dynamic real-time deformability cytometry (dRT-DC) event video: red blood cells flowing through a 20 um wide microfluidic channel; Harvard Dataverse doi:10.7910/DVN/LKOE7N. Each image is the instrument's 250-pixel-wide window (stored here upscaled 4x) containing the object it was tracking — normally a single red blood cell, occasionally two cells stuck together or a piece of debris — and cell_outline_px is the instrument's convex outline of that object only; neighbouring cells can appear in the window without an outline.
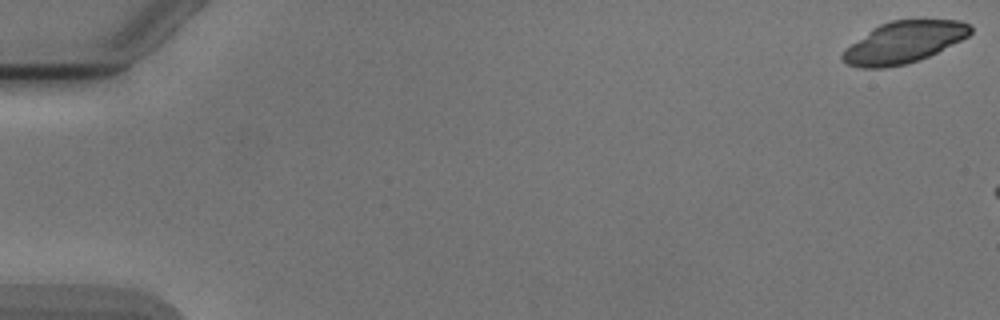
{"species": "Egyptian fruit bat (a non-hibernating species)", "species_latin": "Rousettus aegyptiacus", "temperature_condition": "cold", "stored_images_in_passage": 10, "camera_frame_rate_fps": 3000, "um_per_image_px": 0.085, "animal": {"sex": "male"}, "frame": {"image": 1, "passage_image": 1, "time_ms": 0.0, "image_size_px": [1000, 320], "cell_outline_px": [[972, 32], [968, 36], [920, 60], [904, 64], [884, 68], [860, 68], [848, 64], [840, 56], [852, 44], [872, 28], [880, 24], [892, 20], [960, 20], [972, 24]], "centroid_in_image_um": [76.85, 3.58], "position_along_channel_um": 8.1, "area_um2": 30.63}}